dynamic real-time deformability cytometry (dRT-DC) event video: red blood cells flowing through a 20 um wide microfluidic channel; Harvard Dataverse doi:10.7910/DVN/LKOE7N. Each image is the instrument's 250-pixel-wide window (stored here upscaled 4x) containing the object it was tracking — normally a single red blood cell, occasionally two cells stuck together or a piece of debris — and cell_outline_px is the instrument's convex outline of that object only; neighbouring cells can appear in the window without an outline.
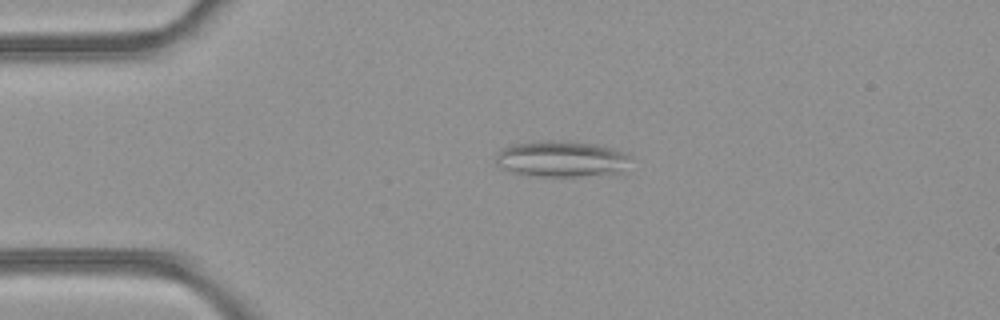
{"species": "common noctule bat (a hibernating species)", "species_latin": "Nyctalus noctula", "temperature_condition": "room temperature", "stored_images_in_passage": 48, "camera_frame_rate_fps": 3000, "um_per_image_px": 0.085, "animal": {"sex": "female", "body_mass_g": 21.9}, "frame": {"image": 1, "passage_image": 11, "time_ms": 3.333, "image_size_px": [1000, 320], "cell_outline_px": [[632, 156], [616, 172], [580, 176], [536, 176], [512, 172], [496, 164], [496, 152], [500, 148], [512, 144], [532, 140], [568, 140], [600, 144], [624, 152]], "centroid_in_image_um": [47.63, 13.46], "position_along_channel_um": 37.4, "area_um2": 28.44}}
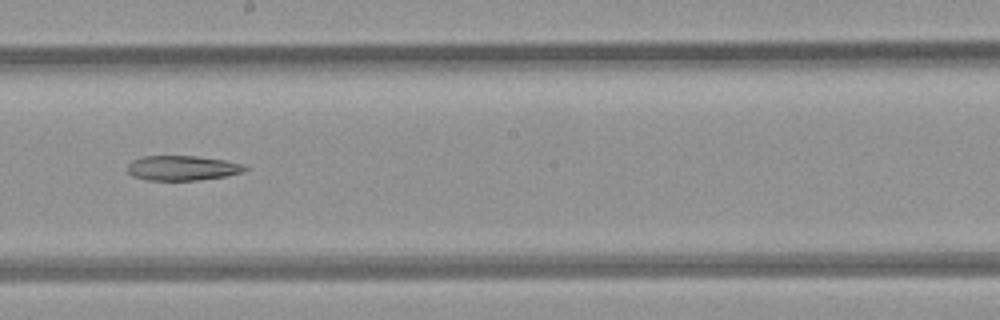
{"frame": {"image": 2, "passage_image": 27, "time_ms": 8.667, "image_size_px": [1000, 320], "cell_outline_px": [[248, 168], [240, 172], [224, 176], [196, 180], [148, 180], [132, 176], [128, 172], [128, 164], [132, 160], [144, 156], [196, 156], [224, 160], [244, 164]], "centroid_in_image_um": [15.46, 14.27], "position_along_channel_um": 232.7, "area_um2": 16.82}}
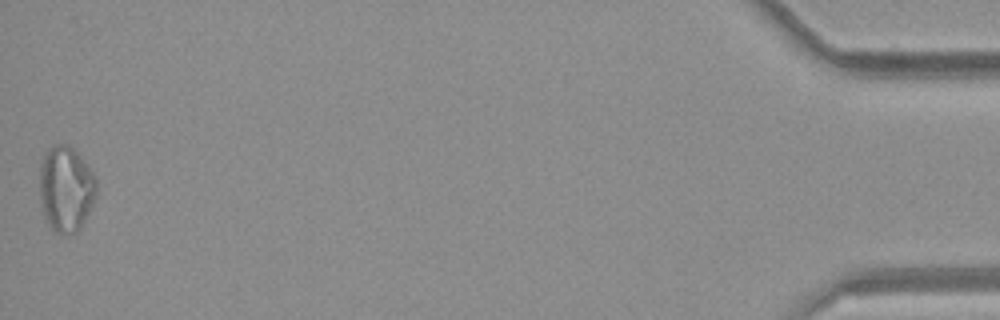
{"frame": {"image": 3, "passage_image": 48, "time_ms": 15.667, "image_size_px": [1000, 320], "cell_outline_px": [[96, 196], [80, 228], [76, 232], [56, 232], [44, 220], [40, 200], [40, 164], [44, 156], [52, 144], [64, 144], [72, 148], [80, 156], [96, 176]], "centroid_in_image_um": [5.59, 16.04], "position_along_channel_um": 429.6, "area_um2": 28.15}}